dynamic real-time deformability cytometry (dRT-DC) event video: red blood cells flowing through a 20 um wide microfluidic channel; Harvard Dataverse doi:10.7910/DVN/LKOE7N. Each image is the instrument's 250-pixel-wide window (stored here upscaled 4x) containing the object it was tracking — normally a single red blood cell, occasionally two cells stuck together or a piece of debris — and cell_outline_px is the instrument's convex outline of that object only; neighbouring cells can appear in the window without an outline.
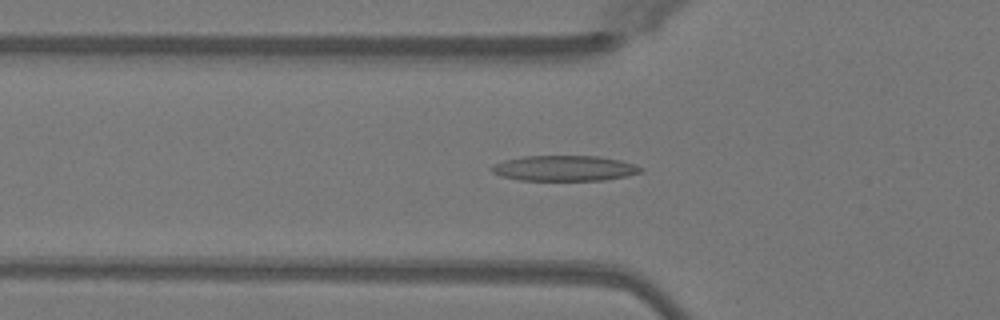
{"species": "Egyptian fruit bat (a non-hibernating species)", "species_latin": "Rousettus aegyptiacus", "temperature_condition": "warm", "stored_images_in_passage": 50, "camera_frame_rate_fps": 3000, "um_per_image_px": 0.085, "animal": {"sex": "female"}, "frame": {"image": 1, "passage_image": 17, "time_ms": 5.333, "image_size_px": [1000, 320], "cell_outline_px": [[644, 168], [640, 172], [624, 176], [604, 180], [520, 180], [500, 176], [492, 172], [492, 164], [504, 160], [524, 156], [600, 156], [620, 160], [636, 164]], "centroid_in_image_um": [47.97, 14.29], "position_along_channel_um": 77.8, "area_um2": 22.08}}
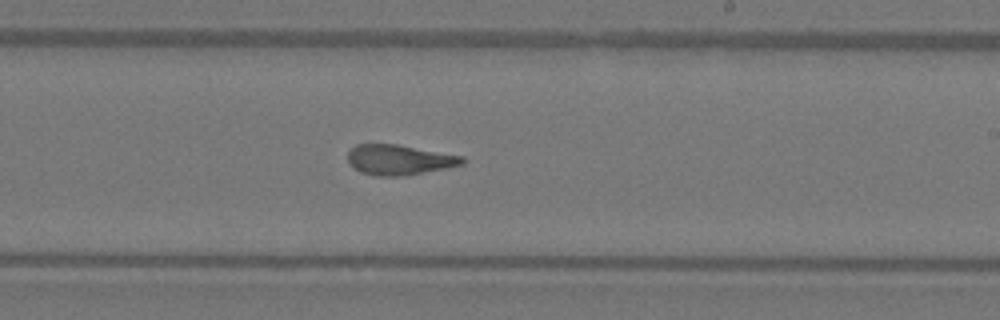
{"frame": {"image": 2, "passage_image": 30, "time_ms": 9.667, "image_size_px": [1000, 320], "cell_outline_px": [[464, 164], [448, 168], [404, 176], [376, 176], [360, 172], [348, 160], [348, 152], [356, 144], [396, 144], [464, 156]], "centroid_in_image_um": [33.96, 13.59], "position_along_channel_um": 255.0, "area_um2": 20.11}}
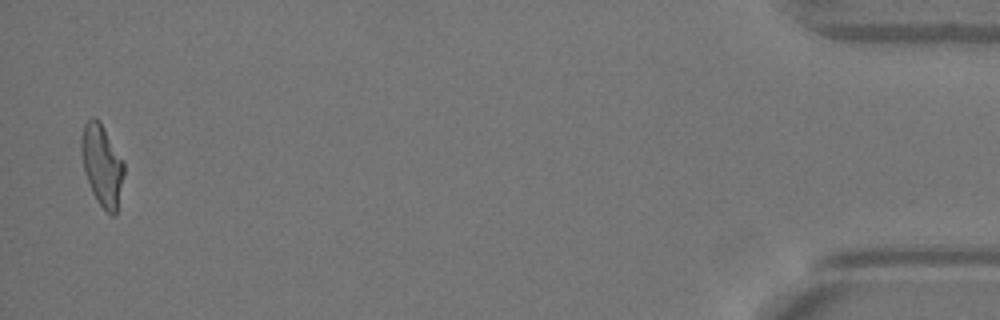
{"frame": {"image": 3, "passage_image": 49, "time_ms": 16.0, "image_size_px": [1000, 320], "cell_outline_px": [[124, 172], [116, 212], [112, 216], [96, 200], [92, 192], [84, 172], [80, 152], [80, 136], [84, 124], [92, 116], [96, 116], [100, 120], [124, 160]], "centroid_in_image_um": [8.65, 13.95], "position_along_channel_um": 426.6, "area_um2": 20.46}, "authors_computed_cell_mechanics": {"area_um2": 20.808, "velocity_mm_per_s": 4.0763, "shape_relaxation_time_tau1_ms": 7.9121, "shape_relaxation_time_tau2_ms": 1.6873, "deformation_change_tau1": 0.2709, "deformation_change_tau2": 0.1103}}